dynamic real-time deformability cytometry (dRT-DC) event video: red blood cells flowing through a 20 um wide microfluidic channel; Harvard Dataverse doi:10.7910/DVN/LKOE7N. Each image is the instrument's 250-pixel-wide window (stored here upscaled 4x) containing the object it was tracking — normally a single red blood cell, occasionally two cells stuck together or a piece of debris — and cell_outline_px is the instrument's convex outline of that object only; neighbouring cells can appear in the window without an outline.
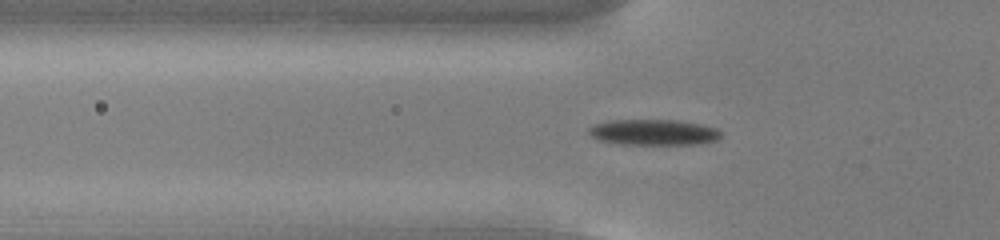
{"species": "common noctule bat (a hibernating species)", "species_latin": "Nyctalus noctula", "temperature_condition": "cold", "stored_images_in_passage": 41, "camera_frame_rate_fps": 3000, "um_per_image_px": 0.085, "animal": {"sex": "male", "body_mass_g": 13.0, "forearm_length_mm": 53.1}, "frame": {"image": 1, "passage_image": 19, "time_ms": 6.0, "image_size_px": [1000, 240], "cell_outline_px": [[720, 136], [716, 140], [700, 144], [620, 144], [600, 140], [592, 136], [588, 132], [588, 128], [596, 124], [608, 120], [676, 120], [704, 124], [716, 128], [720, 132]], "centroid_in_image_um": [55.57, 11.24], "position_along_channel_um": 70.2, "area_um2": 19.83}}
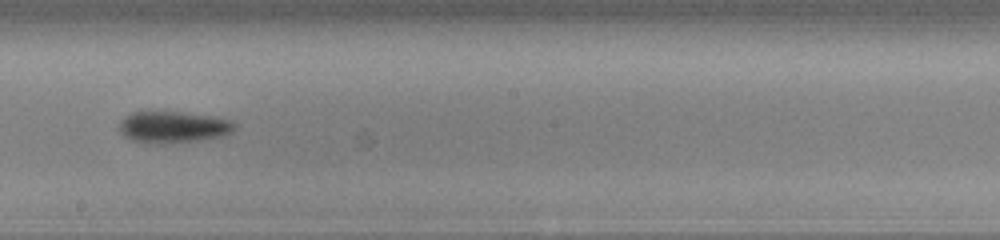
{"frame": {"image": 2, "passage_image": 32, "time_ms": 10.333, "image_size_px": [1000, 240], "cell_outline_px": [[236, 128], [232, 132], [224, 136], [196, 140], [132, 140], [124, 136], [120, 132], [120, 120], [124, 116], [132, 112], [180, 112], [212, 116], [232, 120], [236, 124]], "centroid_in_image_um": [14.78, 10.74], "position_along_channel_um": 233.4, "area_um2": 20.23}}
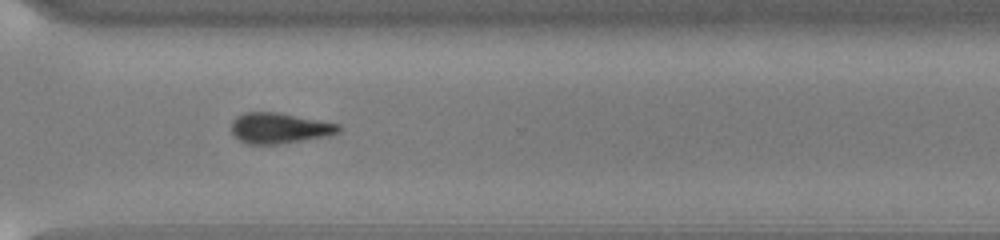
{"frame": {"image": 3, "passage_image": 41, "time_ms": 13.333, "image_size_px": [1000, 240], "cell_outline_px": [[340, 132], [328, 136], [276, 144], [248, 144], [240, 140], [232, 132], [232, 120], [236, 116], [244, 112], [276, 112], [340, 124]], "centroid_in_image_um": [23.74, 10.88], "position_along_channel_um": 346.9, "area_um2": 18.96}}